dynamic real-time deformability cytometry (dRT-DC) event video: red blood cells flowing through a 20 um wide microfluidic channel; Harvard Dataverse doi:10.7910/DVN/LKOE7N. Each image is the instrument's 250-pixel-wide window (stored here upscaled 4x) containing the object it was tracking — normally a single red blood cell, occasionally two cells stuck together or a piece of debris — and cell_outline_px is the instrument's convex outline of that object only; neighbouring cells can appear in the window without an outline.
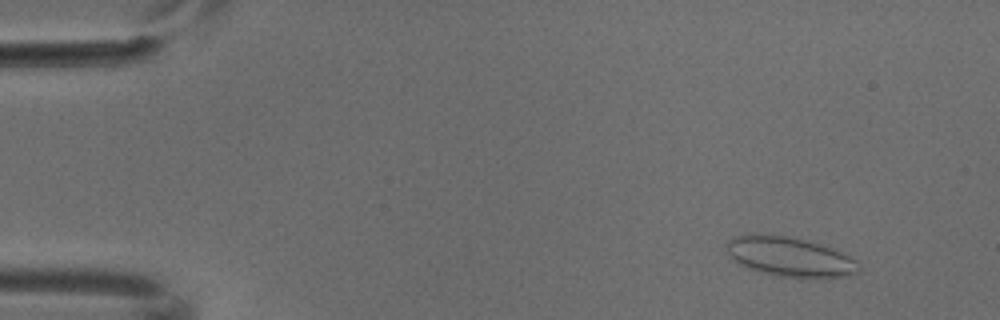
{"species": "common noctule bat (a hibernating species)", "species_latin": "Nyctalus noctula", "temperature_condition": "cold", "stored_images_in_passage": 8, "camera_frame_rate_fps": 3000, "um_per_image_px": 0.085, "animal": {"sex": "male", "body_mass_g": 18.8}, "frame": {"image": 1, "passage_image": 2, "time_ms": 0.333, "image_size_px": [1000, 320], "cell_outline_px": [[860, 272], [848, 276], [780, 276], [748, 268], [740, 264], [728, 252], [728, 240], [736, 236], [748, 232], [788, 236], [808, 240], [832, 248], [856, 260], [860, 268]], "centroid_in_image_um": [67.13, 21.78], "position_along_channel_um": 17.9, "area_um2": 29.94}}
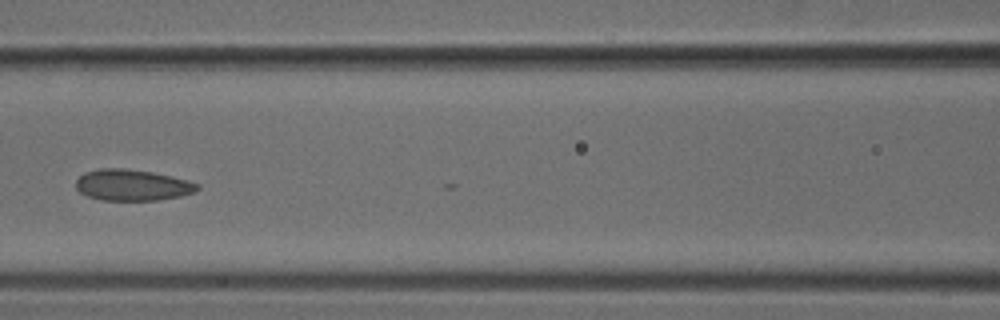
{"frame": {"image": 2, "passage_image": 7, "time_ms": 2.0, "image_size_px": [1000, 320], "cell_outline_px": [[200, 188], [196, 192], [180, 196], [156, 200], [100, 200], [88, 196], [80, 192], [76, 188], [76, 180], [84, 172], [100, 168], [124, 168], [152, 172], [200, 184]], "centroid_in_image_um": [11.22, 15.73], "position_along_channel_um": 155.4, "area_um2": 21.96}}
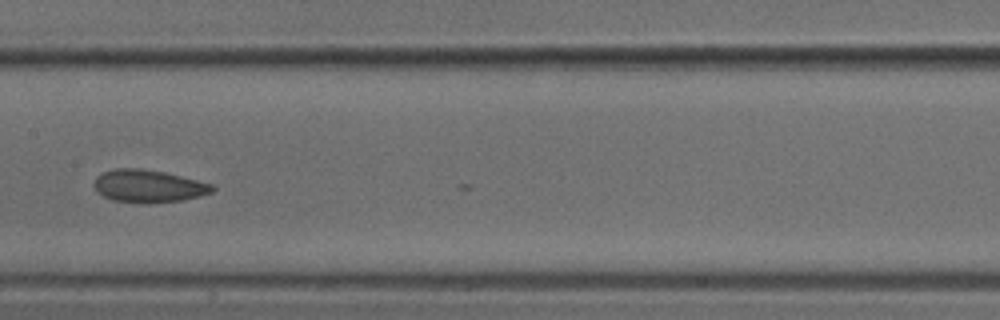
{"frame": {"image": 3, "passage_image": 8, "time_ms": 2.333, "image_size_px": [1000, 320], "cell_outline_px": [[216, 188], [212, 192], [200, 196], [180, 200], [112, 200], [104, 196], [92, 184], [96, 176], [104, 172], [116, 168], [140, 168], [164, 172], [216, 184]], "centroid_in_image_um": [12.66, 15.76], "position_along_channel_um": 194.7, "area_um2": 21.62}}